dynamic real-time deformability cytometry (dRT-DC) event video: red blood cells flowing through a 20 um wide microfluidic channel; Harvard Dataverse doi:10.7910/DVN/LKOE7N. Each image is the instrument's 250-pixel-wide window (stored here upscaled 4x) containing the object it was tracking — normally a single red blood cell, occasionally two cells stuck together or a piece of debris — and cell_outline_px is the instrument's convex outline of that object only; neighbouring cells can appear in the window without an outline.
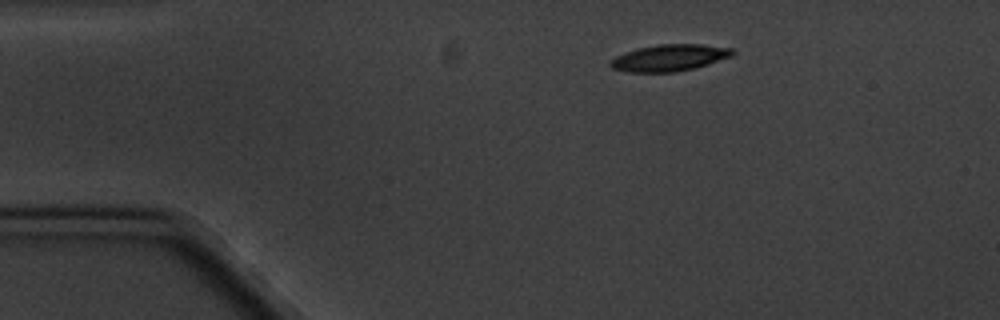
{"species": "common noctule bat (a hibernating species)", "species_latin": "Nyctalus noctula", "temperature_condition": "cold", "stored_images_in_passage": 2, "camera_frame_rate_fps": 3000, "um_per_image_px": 0.085, "animal": {"sex": "male", "body_mass_g": 20.1, "forearm_length_mm": 53.5}, "frame": {"image": 1, "passage_image": 1, "time_ms": 0.0, "image_size_px": [1000, 320], "cell_outline_px": [[736, 52], [732, 56], [696, 68], [676, 72], [628, 72], [612, 68], [608, 64], [608, 60], [624, 52], [656, 44], [700, 44], [732, 48]], "centroid_in_image_um": [56.89, 4.91], "position_along_channel_um": 28.1, "area_um2": 19.13}}